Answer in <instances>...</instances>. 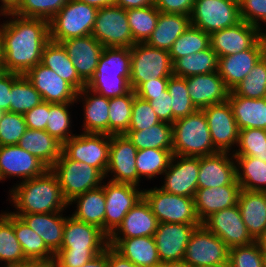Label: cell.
Here are the masks:
<instances>
[{
	"instance_id": "cell-61",
	"label": "cell",
	"mask_w": 266,
	"mask_h": 267,
	"mask_svg": "<svg viewBox=\"0 0 266 267\" xmlns=\"http://www.w3.org/2000/svg\"><path fill=\"white\" fill-rule=\"evenodd\" d=\"M20 76V74L5 72L0 76V109L4 112L9 111L11 105V87L12 83Z\"/></svg>"
},
{
	"instance_id": "cell-16",
	"label": "cell",
	"mask_w": 266,
	"mask_h": 267,
	"mask_svg": "<svg viewBox=\"0 0 266 267\" xmlns=\"http://www.w3.org/2000/svg\"><path fill=\"white\" fill-rule=\"evenodd\" d=\"M206 117L211 140L219 152H231L238 145L239 129L227 100L201 109Z\"/></svg>"
},
{
	"instance_id": "cell-9",
	"label": "cell",
	"mask_w": 266,
	"mask_h": 267,
	"mask_svg": "<svg viewBox=\"0 0 266 267\" xmlns=\"http://www.w3.org/2000/svg\"><path fill=\"white\" fill-rule=\"evenodd\" d=\"M143 197L159 223L202 224L192 197L168 193L158 187L143 189Z\"/></svg>"
},
{
	"instance_id": "cell-76",
	"label": "cell",
	"mask_w": 266,
	"mask_h": 267,
	"mask_svg": "<svg viewBox=\"0 0 266 267\" xmlns=\"http://www.w3.org/2000/svg\"><path fill=\"white\" fill-rule=\"evenodd\" d=\"M232 1H235L236 3H240L242 0H232Z\"/></svg>"
},
{
	"instance_id": "cell-15",
	"label": "cell",
	"mask_w": 266,
	"mask_h": 267,
	"mask_svg": "<svg viewBox=\"0 0 266 267\" xmlns=\"http://www.w3.org/2000/svg\"><path fill=\"white\" fill-rule=\"evenodd\" d=\"M137 148L125 134L110 135L109 162L105 179L115 183H129L140 186V178L135 165ZM114 175H113V174Z\"/></svg>"
},
{
	"instance_id": "cell-43",
	"label": "cell",
	"mask_w": 266,
	"mask_h": 267,
	"mask_svg": "<svg viewBox=\"0 0 266 267\" xmlns=\"http://www.w3.org/2000/svg\"><path fill=\"white\" fill-rule=\"evenodd\" d=\"M172 156V149L137 150L135 165L139 178L147 177L148 180H153L154 177L162 175L168 168Z\"/></svg>"
},
{
	"instance_id": "cell-60",
	"label": "cell",
	"mask_w": 266,
	"mask_h": 267,
	"mask_svg": "<svg viewBox=\"0 0 266 267\" xmlns=\"http://www.w3.org/2000/svg\"><path fill=\"white\" fill-rule=\"evenodd\" d=\"M168 82L169 78H157L152 81H146L135 90V94L144 100H151L152 95H158L167 90Z\"/></svg>"
},
{
	"instance_id": "cell-73",
	"label": "cell",
	"mask_w": 266,
	"mask_h": 267,
	"mask_svg": "<svg viewBox=\"0 0 266 267\" xmlns=\"http://www.w3.org/2000/svg\"><path fill=\"white\" fill-rule=\"evenodd\" d=\"M263 267H266V256H264Z\"/></svg>"
},
{
	"instance_id": "cell-71",
	"label": "cell",
	"mask_w": 266,
	"mask_h": 267,
	"mask_svg": "<svg viewBox=\"0 0 266 267\" xmlns=\"http://www.w3.org/2000/svg\"><path fill=\"white\" fill-rule=\"evenodd\" d=\"M0 62H3L1 24H0Z\"/></svg>"
},
{
	"instance_id": "cell-72",
	"label": "cell",
	"mask_w": 266,
	"mask_h": 267,
	"mask_svg": "<svg viewBox=\"0 0 266 267\" xmlns=\"http://www.w3.org/2000/svg\"><path fill=\"white\" fill-rule=\"evenodd\" d=\"M5 68L3 66V62H0V76H2L5 73Z\"/></svg>"
},
{
	"instance_id": "cell-11",
	"label": "cell",
	"mask_w": 266,
	"mask_h": 267,
	"mask_svg": "<svg viewBox=\"0 0 266 267\" xmlns=\"http://www.w3.org/2000/svg\"><path fill=\"white\" fill-rule=\"evenodd\" d=\"M240 21L239 4L232 0H195L190 14L191 24L208 34Z\"/></svg>"
},
{
	"instance_id": "cell-30",
	"label": "cell",
	"mask_w": 266,
	"mask_h": 267,
	"mask_svg": "<svg viewBox=\"0 0 266 267\" xmlns=\"http://www.w3.org/2000/svg\"><path fill=\"white\" fill-rule=\"evenodd\" d=\"M108 242L118 253L139 267H156L161 264L154 236L108 238Z\"/></svg>"
},
{
	"instance_id": "cell-35",
	"label": "cell",
	"mask_w": 266,
	"mask_h": 267,
	"mask_svg": "<svg viewBox=\"0 0 266 267\" xmlns=\"http://www.w3.org/2000/svg\"><path fill=\"white\" fill-rule=\"evenodd\" d=\"M228 101L232 107L239 130L259 128L266 130L265 98L251 99L237 96L231 91Z\"/></svg>"
},
{
	"instance_id": "cell-7",
	"label": "cell",
	"mask_w": 266,
	"mask_h": 267,
	"mask_svg": "<svg viewBox=\"0 0 266 267\" xmlns=\"http://www.w3.org/2000/svg\"><path fill=\"white\" fill-rule=\"evenodd\" d=\"M51 170L56 174L67 202L102 186L105 176L95 167L69 159L63 152Z\"/></svg>"
},
{
	"instance_id": "cell-12",
	"label": "cell",
	"mask_w": 266,
	"mask_h": 267,
	"mask_svg": "<svg viewBox=\"0 0 266 267\" xmlns=\"http://www.w3.org/2000/svg\"><path fill=\"white\" fill-rule=\"evenodd\" d=\"M229 248L203 224L196 227L187 244L184 261L191 267L228 265Z\"/></svg>"
},
{
	"instance_id": "cell-13",
	"label": "cell",
	"mask_w": 266,
	"mask_h": 267,
	"mask_svg": "<svg viewBox=\"0 0 266 267\" xmlns=\"http://www.w3.org/2000/svg\"><path fill=\"white\" fill-rule=\"evenodd\" d=\"M109 149L110 135L81 132L63 144L62 152L69 159L97 168L105 176Z\"/></svg>"
},
{
	"instance_id": "cell-54",
	"label": "cell",
	"mask_w": 266,
	"mask_h": 267,
	"mask_svg": "<svg viewBox=\"0 0 266 267\" xmlns=\"http://www.w3.org/2000/svg\"><path fill=\"white\" fill-rule=\"evenodd\" d=\"M26 129V122L22 114L4 112L0 119V146L18 145Z\"/></svg>"
},
{
	"instance_id": "cell-52",
	"label": "cell",
	"mask_w": 266,
	"mask_h": 267,
	"mask_svg": "<svg viewBox=\"0 0 266 267\" xmlns=\"http://www.w3.org/2000/svg\"><path fill=\"white\" fill-rule=\"evenodd\" d=\"M69 0H22L14 14L50 20Z\"/></svg>"
},
{
	"instance_id": "cell-10",
	"label": "cell",
	"mask_w": 266,
	"mask_h": 267,
	"mask_svg": "<svg viewBox=\"0 0 266 267\" xmlns=\"http://www.w3.org/2000/svg\"><path fill=\"white\" fill-rule=\"evenodd\" d=\"M91 35L104 47L131 48L136 43L126 10L116 5L98 9Z\"/></svg>"
},
{
	"instance_id": "cell-63",
	"label": "cell",
	"mask_w": 266,
	"mask_h": 267,
	"mask_svg": "<svg viewBox=\"0 0 266 267\" xmlns=\"http://www.w3.org/2000/svg\"><path fill=\"white\" fill-rule=\"evenodd\" d=\"M115 5L128 10L155 5V0H117Z\"/></svg>"
},
{
	"instance_id": "cell-14",
	"label": "cell",
	"mask_w": 266,
	"mask_h": 267,
	"mask_svg": "<svg viewBox=\"0 0 266 267\" xmlns=\"http://www.w3.org/2000/svg\"><path fill=\"white\" fill-rule=\"evenodd\" d=\"M102 187L105 193L104 233L109 237L143 196V190L133 184L111 181H103Z\"/></svg>"
},
{
	"instance_id": "cell-36",
	"label": "cell",
	"mask_w": 266,
	"mask_h": 267,
	"mask_svg": "<svg viewBox=\"0 0 266 267\" xmlns=\"http://www.w3.org/2000/svg\"><path fill=\"white\" fill-rule=\"evenodd\" d=\"M41 63L70 83L78 92L86 87L61 43L50 40L42 52Z\"/></svg>"
},
{
	"instance_id": "cell-38",
	"label": "cell",
	"mask_w": 266,
	"mask_h": 267,
	"mask_svg": "<svg viewBox=\"0 0 266 267\" xmlns=\"http://www.w3.org/2000/svg\"><path fill=\"white\" fill-rule=\"evenodd\" d=\"M15 236L21 244L25 257L35 263H51L54 254L47 248L43 239L20 217L13 215Z\"/></svg>"
},
{
	"instance_id": "cell-58",
	"label": "cell",
	"mask_w": 266,
	"mask_h": 267,
	"mask_svg": "<svg viewBox=\"0 0 266 267\" xmlns=\"http://www.w3.org/2000/svg\"><path fill=\"white\" fill-rule=\"evenodd\" d=\"M171 96L168 90L158 95H152V99L148 100L150 106L157 114L160 121L172 124V105Z\"/></svg>"
},
{
	"instance_id": "cell-55",
	"label": "cell",
	"mask_w": 266,
	"mask_h": 267,
	"mask_svg": "<svg viewBox=\"0 0 266 267\" xmlns=\"http://www.w3.org/2000/svg\"><path fill=\"white\" fill-rule=\"evenodd\" d=\"M160 122L148 100L135 95L128 131H140Z\"/></svg>"
},
{
	"instance_id": "cell-56",
	"label": "cell",
	"mask_w": 266,
	"mask_h": 267,
	"mask_svg": "<svg viewBox=\"0 0 266 267\" xmlns=\"http://www.w3.org/2000/svg\"><path fill=\"white\" fill-rule=\"evenodd\" d=\"M239 9L243 21L265 30L261 22L266 24V0H242Z\"/></svg>"
},
{
	"instance_id": "cell-19",
	"label": "cell",
	"mask_w": 266,
	"mask_h": 267,
	"mask_svg": "<svg viewBox=\"0 0 266 267\" xmlns=\"http://www.w3.org/2000/svg\"><path fill=\"white\" fill-rule=\"evenodd\" d=\"M266 30L245 21L232 27L210 34V47L218 57L228 56L252 48L264 35Z\"/></svg>"
},
{
	"instance_id": "cell-42",
	"label": "cell",
	"mask_w": 266,
	"mask_h": 267,
	"mask_svg": "<svg viewBox=\"0 0 266 267\" xmlns=\"http://www.w3.org/2000/svg\"><path fill=\"white\" fill-rule=\"evenodd\" d=\"M3 261V262H2ZM21 244L15 236L13 227V214L10 212L0 213V263L21 264L28 262Z\"/></svg>"
},
{
	"instance_id": "cell-65",
	"label": "cell",
	"mask_w": 266,
	"mask_h": 267,
	"mask_svg": "<svg viewBox=\"0 0 266 267\" xmlns=\"http://www.w3.org/2000/svg\"><path fill=\"white\" fill-rule=\"evenodd\" d=\"M0 16L4 14L14 13L19 5L21 4L22 0H0Z\"/></svg>"
},
{
	"instance_id": "cell-29",
	"label": "cell",
	"mask_w": 266,
	"mask_h": 267,
	"mask_svg": "<svg viewBox=\"0 0 266 267\" xmlns=\"http://www.w3.org/2000/svg\"><path fill=\"white\" fill-rule=\"evenodd\" d=\"M83 102V133L109 135V99L84 87L77 94L76 103Z\"/></svg>"
},
{
	"instance_id": "cell-25",
	"label": "cell",
	"mask_w": 266,
	"mask_h": 267,
	"mask_svg": "<svg viewBox=\"0 0 266 267\" xmlns=\"http://www.w3.org/2000/svg\"><path fill=\"white\" fill-rule=\"evenodd\" d=\"M70 57L79 77L87 84L94 76L104 46L92 35L60 42Z\"/></svg>"
},
{
	"instance_id": "cell-74",
	"label": "cell",
	"mask_w": 266,
	"mask_h": 267,
	"mask_svg": "<svg viewBox=\"0 0 266 267\" xmlns=\"http://www.w3.org/2000/svg\"><path fill=\"white\" fill-rule=\"evenodd\" d=\"M3 114H4V111L0 109V119L2 118Z\"/></svg>"
},
{
	"instance_id": "cell-20",
	"label": "cell",
	"mask_w": 266,
	"mask_h": 267,
	"mask_svg": "<svg viewBox=\"0 0 266 267\" xmlns=\"http://www.w3.org/2000/svg\"><path fill=\"white\" fill-rule=\"evenodd\" d=\"M201 224L159 223L154 234L161 264L184 260L187 244Z\"/></svg>"
},
{
	"instance_id": "cell-40",
	"label": "cell",
	"mask_w": 266,
	"mask_h": 267,
	"mask_svg": "<svg viewBox=\"0 0 266 267\" xmlns=\"http://www.w3.org/2000/svg\"><path fill=\"white\" fill-rule=\"evenodd\" d=\"M125 135L137 150L173 148L172 124L167 122L161 121L140 131H127Z\"/></svg>"
},
{
	"instance_id": "cell-23",
	"label": "cell",
	"mask_w": 266,
	"mask_h": 267,
	"mask_svg": "<svg viewBox=\"0 0 266 267\" xmlns=\"http://www.w3.org/2000/svg\"><path fill=\"white\" fill-rule=\"evenodd\" d=\"M48 168L19 145L0 146V181L20 177L21 181L42 175Z\"/></svg>"
},
{
	"instance_id": "cell-51",
	"label": "cell",
	"mask_w": 266,
	"mask_h": 267,
	"mask_svg": "<svg viewBox=\"0 0 266 267\" xmlns=\"http://www.w3.org/2000/svg\"><path fill=\"white\" fill-rule=\"evenodd\" d=\"M233 156H253L266 161V130L248 128L239 130V141Z\"/></svg>"
},
{
	"instance_id": "cell-33",
	"label": "cell",
	"mask_w": 266,
	"mask_h": 267,
	"mask_svg": "<svg viewBox=\"0 0 266 267\" xmlns=\"http://www.w3.org/2000/svg\"><path fill=\"white\" fill-rule=\"evenodd\" d=\"M18 145L51 169L62 154L63 144L45 130L27 128Z\"/></svg>"
},
{
	"instance_id": "cell-64",
	"label": "cell",
	"mask_w": 266,
	"mask_h": 267,
	"mask_svg": "<svg viewBox=\"0 0 266 267\" xmlns=\"http://www.w3.org/2000/svg\"><path fill=\"white\" fill-rule=\"evenodd\" d=\"M81 267H109L108 266V246L106 247L105 251L101 252L93 259L88 261L86 264L82 265Z\"/></svg>"
},
{
	"instance_id": "cell-1",
	"label": "cell",
	"mask_w": 266,
	"mask_h": 267,
	"mask_svg": "<svg viewBox=\"0 0 266 267\" xmlns=\"http://www.w3.org/2000/svg\"><path fill=\"white\" fill-rule=\"evenodd\" d=\"M1 23L2 54L5 71L25 75L42 60V52L50 41L49 21L4 14Z\"/></svg>"
},
{
	"instance_id": "cell-70",
	"label": "cell",
	"mask_w": 266,
	"mask_h": 267,
	"mask_svg": "<svg viewBox=\"0 0 266 267\" xmlns=\"http://www.w3.org/2000/svg\"><path fill=\"white\" fill-rule=\"evenodd\" d=\"M33 267H56L53 262L51 263H36Z\"/></svg>"
},
{
	"instance_id": "cell-47",
	"label": "cell",
	"mask_w": 266,
	"mask_h": 267,
	"mask_svg": "<svg viewBox=\"0 0 266 267\" xmlns=\"http://www.w3.org/2000/svg\"><path fill=\"white\" fill-rule=\"evenodd\" d=\"M41 102H43L42 96L36 91L25 75H20L12 83L9 112L23 115Z\"/></svg>"
},
{
	"instance_id": "cell-5",
	"label": "cell",
	"mask_w": 266,
	"mask_h": 267,
	"mask_svg": "<svg viewBox=\"0 0 266 267\" xmlns=\"http://www.w3.org/2000/svg\"><path fill=\"white\" fill-rule=\"evenodd\" d=\"M173 155L202 157L219 152L213 145L202 110L175 120L172 124Z\"/></svg>"
},
{
	"instance_id": "cell-6",
	"label": "cell",
	"mask_w": 266,
	"mask_h": 267,
	"mask_svg": "<svg viewBox=\"0 0 266 267\" xmlns=\"http://www.w3.org/2000/svg\"><path fill=\"white\" fill-rule=\"evenodd\" d=\"M98 8L86 3L69 0L60 11L49 20L50 40H64L91 35Z\"/></svg>"
},
{
	"instance_id": "cell-67",
	"label": "cell",
	"mask_w": 266,
	"mask_h": 267,
	"mask_svg": "<svg viewBox=\"0 0 266 267\" xmlns=\"http://www.w3.org/2000/svg\"><path fill=\"white\" fill-rule=\"evenodd\" d=\"M156 267H191L188 263H186L184 260L177 261V262H167L160 264Z\"/></svg>"
},
{
	"instance_id": "cell-2",
	"label": "cell",
	"mask_w": 266,
	"mask_h": 267,
	"mask_svg": "<svg viewBox=\"0 0 266 267\" xmlns=\"http://www.w3.org/2000/svg\"><path fill=\"white\" fill-rule=\"evenodd\" d=\"M15 185L9 190V201L17 210L11 211L12 214L55 213L69 207L58 178L51 169Z\"/></svg>"
},
{
	"instance_id": "cell-18",
	"label": "cell",
	"mask_w": 266,
	"mask_h": 267,
	"mask_svg": "<svg viewBox=\"0 0 266 267\" xmlns=\"http://www.w3.org/2000/svg\"><path fill=\"white\" fill-rule=\"evenodd\" d=\"M202 224L218 236L229 249L249 245L255 241L248 233L238 205L211 214Z\"/></svg>"
},
{
	"instance_id": "cell-17",
	"label": "cell",
	"mask_w": 266,
	"mask_h": 267,
	"mask_svg": "<svg viewBox=\"0 0 266 267\" xmlns=\"http://www.w3.org/2000/svg\"><path fill=\"white\" fill-rule=\"evenodd\" d=\"M199 157L173 155L168 168L162 174L165 192L192 197L198 189Z\"/></svg>"
},
{
	"instance_id": "cell-22",
	"label": "cell",
	"mask_w": 266,
	"mask_h": 267,
	"mask_svg": "<svg viewBox=\"0 0 266 267\" xmlns=\"http://www.w3.org/2000/svg\"><path fill=\"white\" fill-rule=\"evenodd\" d=\"M266 53V34L250 49L218 57V73L232 91Z\"/></svg>"
},
{
	"instance_id": "cell-39",
	"label": "cell",
	"mask_w": 266,
	"mask_h": 267,
	"mask_svg": "<svg viewBox=\"0 0 266 267\" xmlns=\"http://www.w3.org/2000/svg\"><path fill=\"white\" fill-rule=\"evenodd\" d=\"M234 159L241 189L266 192V161L253 156H234Z\"/></svg>"
},
{
	"instance_id": "cell-68",
	"label": "cell",
	"mask_w": 266,
	"mask_h": 267,
	"mask_svg": "<svg viewBox=\"0 0 266 267\" xmlns=\"http://www.w3.org/2000/svg\"><path fill=\"white\" fill-rule=\"evenodd\" d=\"M35 264H36L35 262L28 261L21 264H6V265L3 264L0 267H33Z\"/></svg>"
},
{
	"instance_id": "cell-49",
	"label": "cell",
	"mask_w": 266,
	"mask_h": 267,
	"mask_svg": "<svg viewBox=\"0 0 266 267\" xmlns=\"http://www.w3.org/2000/svg\"><path fill=\"white\" fill-rule=\"evenodd\" d=\"M231 92L245 98H266V53Z\"/></svg>"
},
{
	"instance_id": "cell-48",
	"label": "cell",
	"mask_w": 266,
	"mask_h": 267,
	"mask_svg": "<svg viewBox=\"0 0 266 267\" xmlns=\"http://www.w3.org/2000/svg\"><path fill=\"white\" fill-rule=\"evenodd\" d=\"M135 91L109 99V135L125 134L130 125Z\"/></svg>"
},
{
	"instance_id": "cell-26",
	"label": "cell",
	"mask_w": 266,
	"mask_h": 267,
	"mask_svg": "<svg viewBox=\"0 0 266 267\" xmlns=\"http://www.w3.org/2000/svg\"><path fill=\"white\" fill-rule=\"evenodd\" d=\"M186 84L191 101L198 110L228 100L230 90L218 71L187 77Z\"/></svg>"
},
{
	"instance_id": "cell-3",
	"label": "cell",
	"mask_w": 266,
	"mask_h": 267,
	"mask_svg": "<svg viewBox=\"0 0 266 267\" xmlns=\"http://www.w3.org/2000/svg\"><path fill=\"white\" fill-rule=\"evenodd\" d=\"M108 245V236L99 227L66 216L63 242L53 263L56 267H81Z\"/></svg>"
},
{
	"instance_id": "cell-69",
	"label": "cell",
	"mask_w": 266,
	"mask_h": 267,
	"mask_svg": "<svg viewBox=\"0 0 266 267\" xmlns=\"http://www.w3.org/2000/svg\"><path fill=\"white\" fill-rule=\"evenodd\" d=\"M261 246L263 255L266 256V232L265 234L259 239L257 240Z\"/></svg>"
},
{
	"instance_id": "cell-53",
	"label": "cell",
	"mask_w": 266,
	"mask_h": 267,
	"mask_svg": "<svg viewBox=\"0 0 266 267\" xmlns=\"http://www.w3.org/2000/svg\"><path fill=\"white\" fill-rule=\"evenodd\" d=\"M264 255L258 241L229 249L230 267H263Z\"/></svg>"
},
{
	"instance_id": "cell-57",
	"label": "cell",
	"mask_w": 266,
	"mask_h": 267,
	"mask_svg": "<svg viewBox=\"0 0 266 267\" xmlns=\"http://www.w3.org/2000/svg\"><path fill=\"white\" fill-rule=\"evenodd\" d=\"M49 102L43 101L39 105L23 114L29 129L45 130L48 120Z\"/></svg>"
},
{
	"instance_id": "cell-46",
	"label": "cell",
	"mask_w": 266,
	"mask_h": 267,
	"mask_svg": "<svg viewBox=\"0 0 266 267\" xmlns=\"http://www.w3.org/2000/svg\"><path fill=\"white\" fill-rule=\"evenodd\" d=\"M74 103H49L48 120L45 131L56 138L62 144L75 136L71 133L72 118L69 112L70 106Z\"/></svg>"
},
{
	"instance_id": "cell-32",
	"label": "cell",
	"mask_w": 266,
	"mask_h": 267,
	"mask_svg": "<svg viewBox=\"0 0 266 267\" xmlns=\"http://www.w3.org/2000/svg\"><path fill=\"white\" fill-rule=\"evenodd\" d=\"M237 205L248 233L259 240L266 232V192L241 189Z\"/></svg>"
},
{
	"instance_id": "cell-24",
	"label": "cell",
	"mask_w": 266,
	"mask_h": 267,
	"mask_svg": "<svg viewBox=\"0 0 266 267\" xmlns=\"http://www.w3.org/2000/svg\"><path fill=\"white\" fill-rule=\"evenodd\" d=\"M197 184L198 188L240 185L236 180V162L233 153L217 152L199 157Z\"/></svg>"
},
{
	"instance_id": "cell-75",
	"label": "cell",
	"mask_w": 266,
	"mask_h": 267,
	"mask_svg": "<svg viewBox=\"0 0 266 267\" xmlns=\"http://www.w3.org/2000/svg\"><path fill=\"white\" fill-rule=\"evenodd\" d=\"M209 267H226V265H216V266H209Z\"/></svg>"
},
{
	"instance_id": "cell-28",
	"label": "cell",
	"mask_w": 266,
	"mask_h": 267,
	"mask_svg": "<svg viewBox=\"0 0 266 267\" xmlns=\"http://www.w3.org/2000/svg\"><path fill=\"white\" fill-rule=\"evenodd\" d=\"M240 191V185L198 188L194 195V204L201 223L211 214L237 205Z\"/></svg>"
},
{
	"instance_id": "cell-66",
	"label": "cell",
	"mask_w": 266,
	"mask_h": 267,
	"mask_svg": "<svg viewBox=\"0 0 266 267\" xmlns=\"http://www.w3.org/2000/svg\"><path fill=\"white\" fill-rule=\"evenodd\" d=\"M77 1L86 3L88 5H91V6H94L100 9L103 7L115 5L117 0H77Z\"/></svg>"
},
{
	"instance_id": "cell-50",
	"label": "cell",
	"mask_w": 266,
	"mask_h": 267,
	"mask_svg": "<svg viewBox=\"0 0 266 267\" xmlns=\"http://www.w3.org/2000/svg\"><path fill=\"white\" fill-rule=\"evenodd\" d=\"M167 90L172 97V124L175 120L193 114L198 110L189 96L186 78L170 76Z\"/></svg>"
},
{
	"instance_id": "cell-62",
	"label": "cell",
	"mask_w": 266,
	"mask_h": 267,
	"mask_svg": "<svg viewBox=\"0 0 266 267\" xmlns=\"http://www.w3.org/2000/svg\"><path fill=\"white\" fill-rule=\"evenodd\" d=\"M108 266L109 267H139L130 260L123 257L112 246L108 245Z\"/></svg>"
},
{
	"instance_id": "cell-4",
	"label": "cell",
	"mask_w": 266,
	"mask_h": 267,
	"mask_svg": "<svg viewBox=\"0 0 266 267\" xmlns=\"http://www.w3.org/2000/svg\"><path fill=\"white\" fill-rule=\"evenodd\" d=\"M131 71L130 48L104 47L94 76L86 87L108 99L128 94Z\"/></svg>"
},
{
	"instance_id": "cell-34",
	"label": "cell",
	"mask_w": 266,
	"mask_h": 267,
	"mask_svg": "<svg viewBox=\"0 0 266 267\" xmlns=\"http://www.w3.org/2000/svg\"><path fill=\"white\" fill-rule=\"evenodd\" d=\"M190 24L188 15L160 12L156 28L145 43L150 47L169 51Z\"/></svg>"
},
{
	"instance_id": "cell-37",
	"label": "cell",
	"mask_w": 266,
	"mask_h": 267,
	"mask_svg": "<svg viewBox=\"0 0 266 267\" xmlns=\"http://www.w3.org/2000/svg\"><path fill=\"white\" fill-rule=\"evenodd\" d=\"M69 203L76 204L72 213L75 219L99 227L104 232L105 193L102 186L74 197Z\"/></svg>"
},
{
	"instance_id": "cell-31",
	"label": "cell",
	"mask_w": 266,
	"mask_h": 267,
	"mask_svg": "<svg viewBox=\"0 0 266 267\" xmlns=\"http://www.w3.org/2000/svg\"><path fill=\"white\" fill-rule=\"evenodd\" d=\"M20 217L44 241L47 248L55 255L63 242L66 217L63 211L55 213L13 214Z\"/></svg>"
},
{
	"instance_id": "cell-41",
	"label": "cell",
	"mask_w": 266,
	"mask_h": 267,
	"mask_svg": "<svg viewBox=\"0 0 266 267\" xmlns=\"http://www.w3.org/2000/svg\"><path fill=\"white\" fill-rule=\"evenodd\" d=\"M216 71H218V56L211 47L181 57L173 63V75L183 78Z\"/></svg>"
},
{
	"instance_id": "cell-21",
	"label": "cell",
	"mask_w": 266,
	"mask_h": 267,
	"mask_svg": "<svg viewBox=\"0 0 266 267\" xmlns=\"http://www.w3.org/2000/svg\"><path fill=\"white\" fill-rule=\"evenodd\" d=\"M25 77L32 83L43 101L49 103H76L78 91L41 62L32 67Z\"/></svg>"
},
{
	"instance_id": "cell-59",
	"label": "cell",
	"mask_w": 266,
	"mask_h": 267,
	"mask_svg": "<svg viewBox=\"0 0 266 267\" xmlns=\"http://www.w3.org/2000/svg\"><path fill=\"white\" fill-rule=\"evenodd\" d=\"M195 0H155V7L162 13L190 16Z\"/></svg>"
},
{
	"instance_id": "cell-8",
	"label": "cell",
	"mask_w": 266,
	"mask_h": 267,
	"mask_svg": "<svg viewBox=\"0 0 266 267\" xmlns=\"http://www.w3.org/2000/svg\"><path fill=\"white\" fill-rule=\"evenodd\" d=\"M129 84L135 91L142 83L173 75V62L169 51L135 43L131 48Z\"/></svg>"
},
{
	"instance_id": "cell-27",
	"label": "cell",
	"mask_w": 266,
	"mask_h": 267,
	"mask_svg": "<svg viewBox=\"0 0 266 267\" xmlns=\"http://www.w3.org/2000/svg\"><path fill=\"white\" fill-rule=\"evenodd\" d=\"M158 220L142 196L130 209L119 227L108 238H133L154 236Z\"/></svg>"
},
{
	"instance_id": "cell-45",
	"label": "cell",
	"mask_w": 266,
	"mask_h": 267,
	"mask_svg": "<svg viewBox=\"0 0 266 267\" xmlns=\"http://www.w3.org/2000/svg\"><path fill=\"white\" fill-rule=\"evenodd\" d=\"M133 40L136 43H145L156 28L160 11L151 5L148 7L126 10Z\"/></svg>"
},
{
	"instance_id": "cell-44",
	"label": "cell",
	"mask_w": 266,
	"mask_h": 267,
	"mask_svg": "<svg viewBox=\"0 0 266 267\" xmlns=\"http://www.w3.org/2000/svg\"><path fill=\"white\" fill-rule=\"evenodd\" d=\"M210 47V34L190 26L177 38L169 50V55L174 63L177 59L196 54Z\"/></svg>"
}]
</instances>
